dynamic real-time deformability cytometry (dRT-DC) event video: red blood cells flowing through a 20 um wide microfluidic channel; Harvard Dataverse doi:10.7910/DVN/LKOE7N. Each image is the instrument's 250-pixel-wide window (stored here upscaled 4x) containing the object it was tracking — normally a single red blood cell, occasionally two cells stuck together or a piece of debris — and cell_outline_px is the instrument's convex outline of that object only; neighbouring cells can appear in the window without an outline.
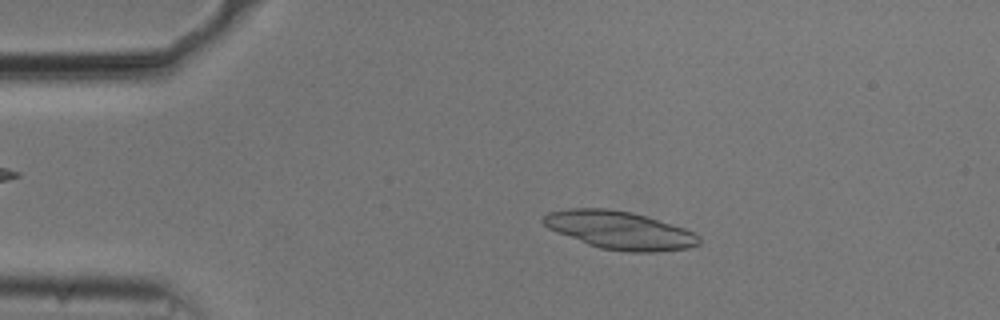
{"species": "common noctule bat (a hibernating species)", "species_latin": "Nyctalus noctula", "temperature_condition": "cold", "stored_images_in_passage": 52, "camera_frame_rate_fps": 3000, "um_per_image_px": 0.085, "animal": {"sex": "male", "body_mass_g": 20.5, "forearm_length_mm": 52.5}, "frame": {"image": 1, "passage_image": 9, "time_ms": 2.667, "image_size_px": [1000, 320], "cell_outline_px": [[700, 244], [688, 248], [656, 252], [628, 252], [600, 248], [588, 244], [556, 232], [548, 228], [540, 220], [548, 212], [568, 208], [604, 208], [632, 212], [648, 216], [684, 228], [700, 236]], "centroid_in_image_um": [52.67, 19.56], "position_along_channel_um": 32.3, "area_um2": 34.56}}